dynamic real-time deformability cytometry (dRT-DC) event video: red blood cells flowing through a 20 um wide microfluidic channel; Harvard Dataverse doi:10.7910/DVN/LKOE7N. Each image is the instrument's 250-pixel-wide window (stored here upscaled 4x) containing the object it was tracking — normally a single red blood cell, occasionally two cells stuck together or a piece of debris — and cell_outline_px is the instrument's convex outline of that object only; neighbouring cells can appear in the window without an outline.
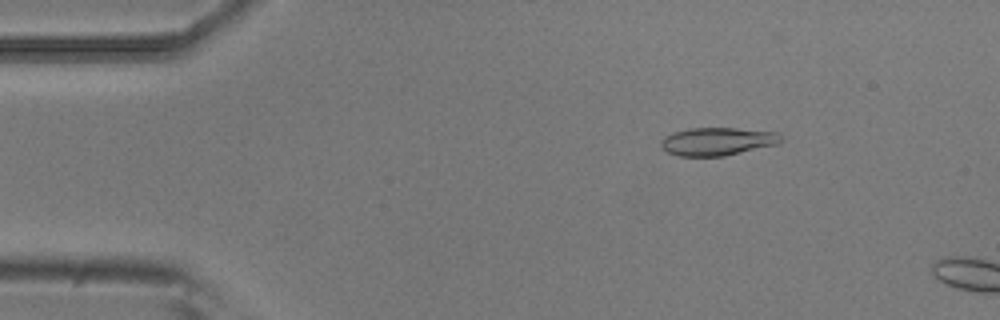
{"species": "common noctule bat (a hibernating species)", "species_latin": "Nyctalus noctula", "temperature_condition": "room temperature", "stored_images_in_passage": 4, "camera_frame_rate_fps": 3000, "um_per_image_px": 0.085, "animal": {"sex": "male", "body_mass_g": 20.5, "forearm_length_mm": 52.5}, "frame": {"image": 1, "passage_image": 3, "time_ms": 0.667, "image_size_px": [1000, 320], "cell_outline_px": [[784, 140], [780, 144], [724, 156], [680, 156], [668, 152], [660, 148], [660, 140], [664, 136], [672, 132], [688, 128], [736, 128], [776, 132], [784, 136]], "centroid_in_image_um": [60.99, 12.02], "position_along_channel_um": 24.0, "area_um2": 19.94}}